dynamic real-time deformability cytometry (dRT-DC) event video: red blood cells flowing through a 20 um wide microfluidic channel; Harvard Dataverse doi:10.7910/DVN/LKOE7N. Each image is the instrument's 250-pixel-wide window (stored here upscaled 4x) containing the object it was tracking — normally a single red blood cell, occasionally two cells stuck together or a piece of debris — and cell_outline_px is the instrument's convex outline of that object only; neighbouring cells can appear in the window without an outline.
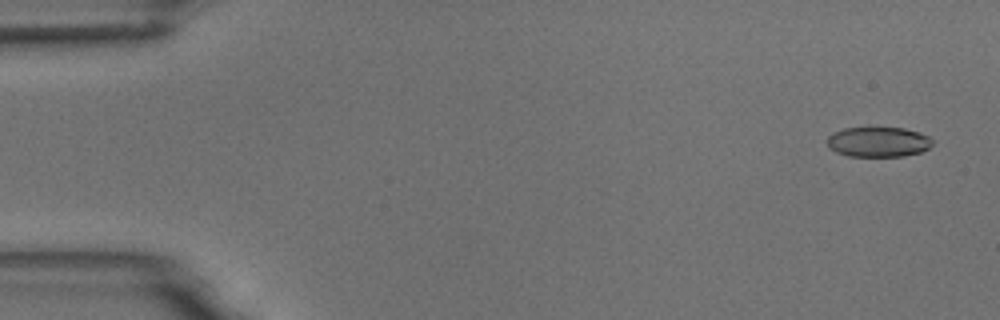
{"species": "common noctule bat (a hibernating species)", "species_latin": "Nyctalus noctula", "temperature_condition": "room temperature", "stored_images_in_passage": 6, "camera_frame_rate_fps": 3000, "um_per_image_px": 0.085, "animal": {"sex": "male", "body_mass_g": 18.8}, "frame": {"image": 1, "passage_image": 1, "time_ms": 0.0, "image_size_px": [1000, 320], "cell_outline_px": [[936, 140], [928, 148], [920, 152], [904, 156], [848, 156], [836, 152], [828, 148], [828, 136], [844, 128], [904, 128], [920, 132]], "centroid_in_image_um": [74.69, 12.07], "position_along_channel_um": 10.3, "area_um2": 18.44}}